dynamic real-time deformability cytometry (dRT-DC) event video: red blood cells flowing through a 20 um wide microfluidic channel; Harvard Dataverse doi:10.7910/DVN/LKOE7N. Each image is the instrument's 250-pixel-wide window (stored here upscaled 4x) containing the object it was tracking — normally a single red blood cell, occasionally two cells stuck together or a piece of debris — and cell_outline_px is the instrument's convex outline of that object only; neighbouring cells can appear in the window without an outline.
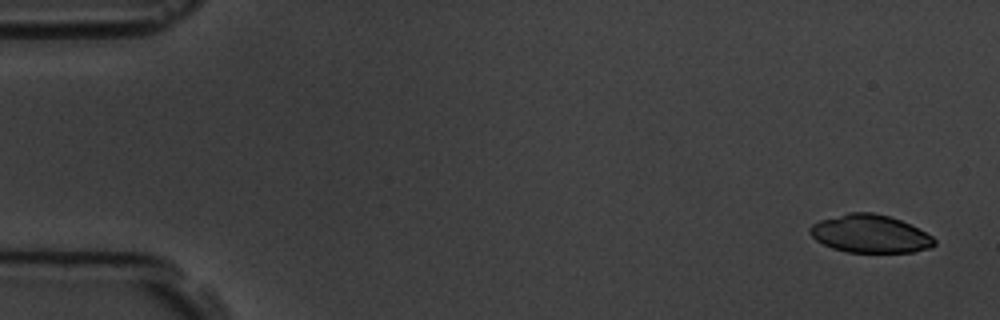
{"species": "common noctule bat (a hibernating species)", "species_latin": "Nyctalus noctula", "temperature_condition": "room temperature", "stored_images_in_passage": 2, "camera_frame_rate_fps": 3000, "um_per_image_px": 0.085, "animal": {"sex": "male", "body_mass_g": 19.5, "forearm_length_mm": 54.6}, "frame": {"image": 1, "passage_image": 1, "time_ms": 0.0, "image_size_px": [1000, 320], "cell_outline_px": [[936, 244], [932, 248], [912, 252], [848, 252], [832, 248], [816, 240], [808, 232], [808, 228], [812, 224], [820, 220], [848, 212], [872, 212], [888, 216], [912, 224], [932, 236], [936, 240]], "centroid_in_image_um": [73.97, 19.87], "position_along_channel_um": 11.0, "area_um2": 27.69}}